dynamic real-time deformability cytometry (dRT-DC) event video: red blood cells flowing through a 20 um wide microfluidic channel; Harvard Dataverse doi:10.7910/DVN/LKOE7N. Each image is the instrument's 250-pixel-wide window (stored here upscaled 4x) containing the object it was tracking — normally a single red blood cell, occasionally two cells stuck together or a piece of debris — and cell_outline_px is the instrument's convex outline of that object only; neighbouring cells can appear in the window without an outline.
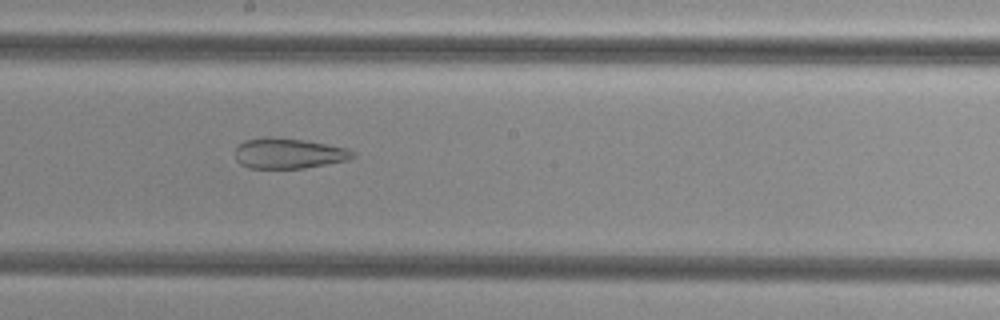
{"species": "common noctule bat (a hibernating species)", "species_latin": "Nyctalus noctula", "temperature_condition": "cold", "stored_images_in_passage": 52, "camera_frame_rate_fps": 3000, "um_per_image_px": 0.085, "animal": {"sex": "female", "body_mass_g": 29.2, "forearm_length_mm": 56.3}, "frame": {"image": 1, "passage_image": 28, "time_ms": 9.0, "image_size_px": [1000, 320], "cell_outline_px": [[356, 156], [348, 160], [304, 168], [248, 168], [240, 164], [236, 160], [236, 148], [244, 140], [268, 136], [272, 136], [304, 140], [348, 148], [356, 152]], "centroid_in_image_um": [24.54, 13.03], "position_along_channel_um": 223.7, "area_um2": 20.98}}
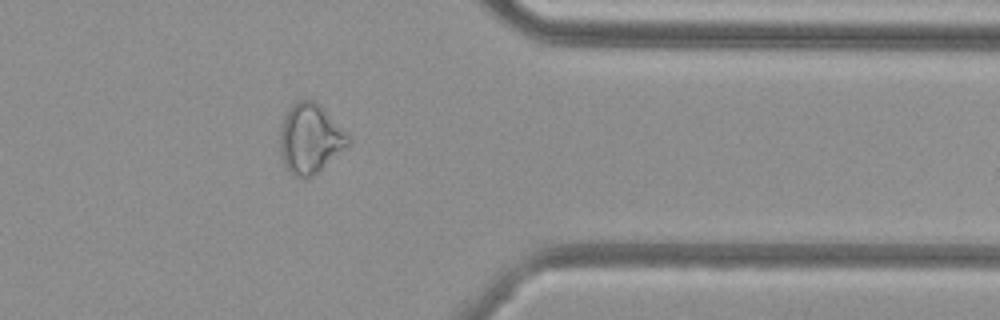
{"frame": {"image": 2, "passage_image": 41, "time_ms": 13.333, "image_size_px": [1000, 320], "cell_outline_px": [[352, 140], [348, 144], [312, 176], [304, 180], [292, 176], [284, 168], [280, 152], [280, 124], [284, 116], [292, 104], [296, 100], [316, 100], [352, 136]], "centroid_in_image_um": [26.34, 11.77], "position_along_channel_um": 385.1, "area_um2": 28.09}}
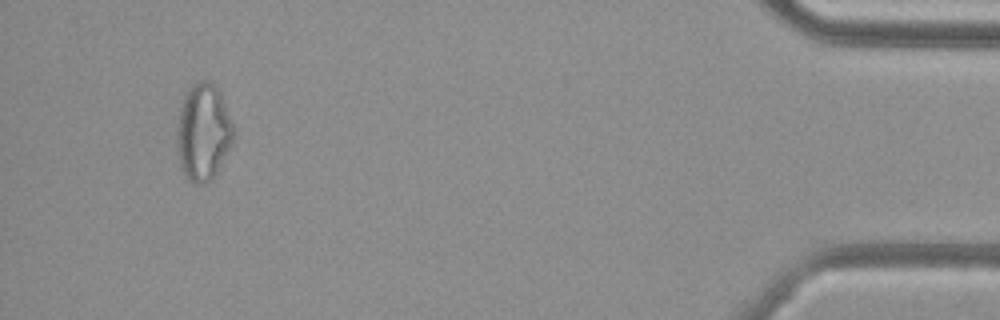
{"frame": {"image": 3, "passage_image": 48, "time_ms": 15.667, "image_size_px": [1000, 320], "cell_outline_px": [[236, 128], [232, 144], [212, 180], [204, 184], [196, 184], [188, 180], [184, 176], [180, 168], [176, 144], [176, 132], [180, 108], [184, 96], [192, 84], [200, 80], [208, 80], [220, 92]], "centroid_in_image_um": [17.28, 11.26], "position_along_channel_um": 417.9, "area_um2": 32.48}}